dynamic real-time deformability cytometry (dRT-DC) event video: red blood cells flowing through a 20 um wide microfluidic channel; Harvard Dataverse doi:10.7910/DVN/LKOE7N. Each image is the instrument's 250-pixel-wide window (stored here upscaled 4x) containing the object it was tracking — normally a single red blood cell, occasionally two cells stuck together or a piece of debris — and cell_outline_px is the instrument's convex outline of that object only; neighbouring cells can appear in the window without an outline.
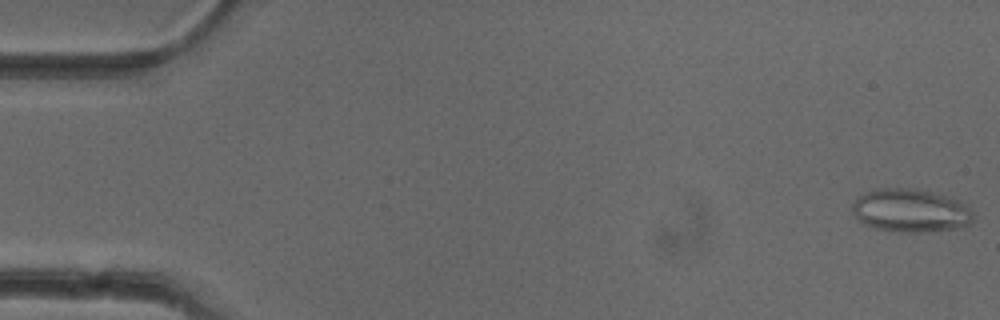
{"species": "common noctule bat (a hibernating species)", "species_latin": "Nyctalus noctula", "temperature_condition": "cold", "stored_images_in_passage": 52, "camera_frame_rate_fps": 3000, "um_per_image_px": 0.085, "animal": {"sex": "female"}, "frame": {"image": 1, "passage_image": 1, "time_ms": 0.0, "image_size_px": [1000, 320], "cell_outline_px": [[972, 224], [964, 228], [928, 232], [900, 232], [876, 228], [860, 220], [852, 212], [852, 204], [860, 196], [876, 188], [908, 188], [932, 192], [948, 196], [960, 200], [972, 212]], "centroid_in_image_um": [77.46, 17.91], "position_along_channel_um": 7.5, "area_um2": 30.46}}
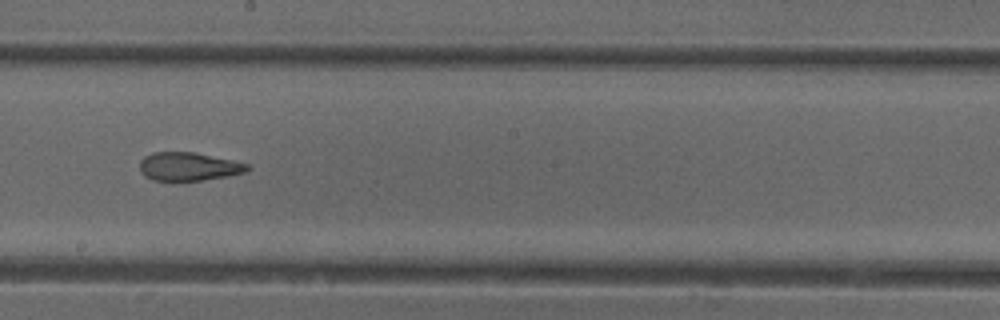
{"frame": {"image": 2, "passage_image": 29, "time_ms": 9.333, "image_size_px": [1000, 320], "cell_outline_px": [[252, 168], [244, 172], [228, 176], [172, 184], [152, 180], [144, 176], [140, 172], [140, 160], [144, 156], [152, 152], [196, 152], [232, 160], [248, 164]], "centroid_in_image_um": [15.97, 14.19], "position_along_channel_um": 232.2, "area_um2": 18.5}}
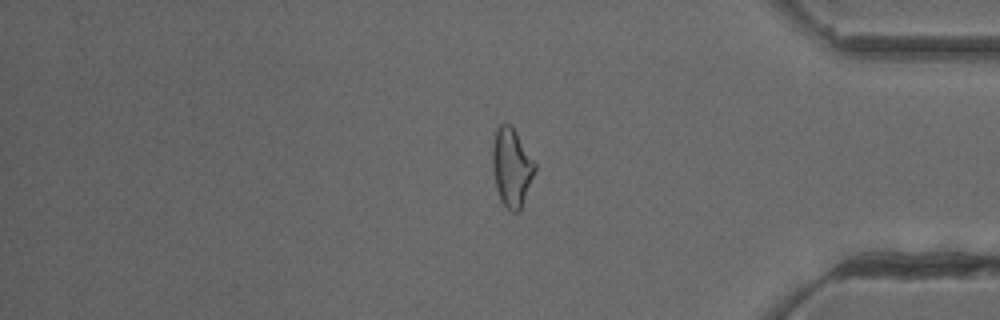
{"frame": {"image": 3, "passage_image": 43, "time_ms": 14.0, "image_size_px": [1000, 320], "cell_outline_px": [[536, 168], [520, 212], [512, 212], [500, 200], [496, 188], [492, 164], [492, 144], [496, 128], [504, 120], [516, 132], [536, 164]], "centroid_in_image_um": [43.47, 14.21], "position_along_channel_um": 391.7, "area_um2": 19.36}, "authors_computed_cell_mechanics": {"area_um2": 20.23, "velocity_mm_per_s": 3.9521, "shape_relaxation_time_tau1_ms": null, "shape_relaxation_time_tau2_ms": 2.5546, "deformation_change_tau1": null, "deformation_change_tau2": 0.1148}}